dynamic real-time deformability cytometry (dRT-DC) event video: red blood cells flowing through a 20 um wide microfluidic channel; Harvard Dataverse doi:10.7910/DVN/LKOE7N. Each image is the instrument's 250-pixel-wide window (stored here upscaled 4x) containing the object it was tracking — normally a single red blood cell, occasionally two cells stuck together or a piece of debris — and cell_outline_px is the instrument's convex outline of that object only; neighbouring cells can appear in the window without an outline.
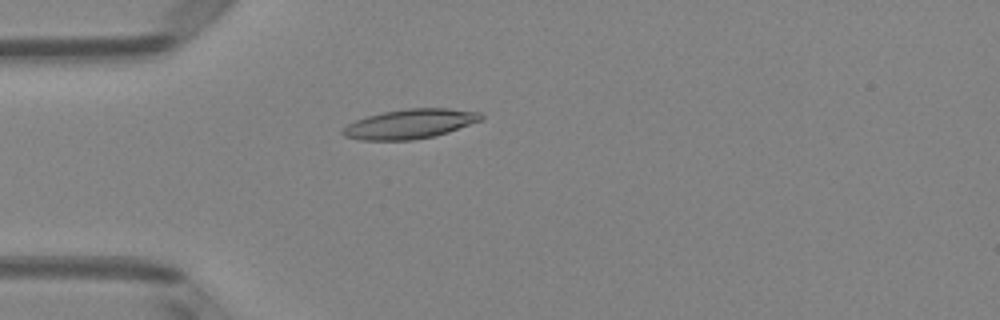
{"species": "Egyptian fruit bat (a non-hibernating species)", "species_latin": "Rousettus aegyptiacus", "temperature_condition": "room temperature", "stored_images_in_passage": 50, "camera_frame_rate_fps": 3000, "um_per_image_px": 0.085, "animal": {"sex": "female"}, "frame": {"image": 1, "passage_image": 14, "time_ms": 4.333, "image_size_px": [1000, 320], "cell_outline_px": [[484, 120], [436, 136], [412, 140], [360, 140], [344, 136], [340, 132], [348, 124], [356, 120], [368, 116], [384, 112], [408, 108], [448, 108], [480, 112], [484, 116]], "centroid_in_image_um": [34.89, 10.53], "position_along_channel_um": 50.1, "area_um2": 23.87}}
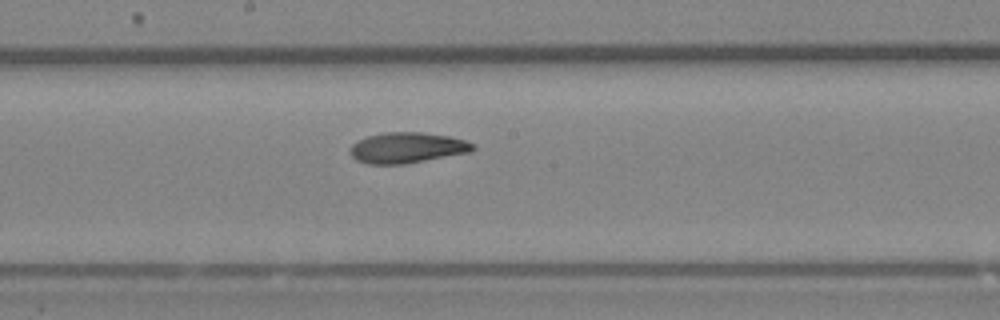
{"frame": {"image": 2, "passage_image": 27, "time_ms": 8.667, "image_size_px": [1000, 320], "cell_outline_px": [[476, 148], [472, 152], [404, 164], [368, 164], [356, 160], [348, 152], [348, 148], [352, 144], [368, 136], [384, 132], [420, 132], [448, 136], [464, 140], [476, 144]], "centroid_in_image_um": [34.61, 12.56], "position_along_channel_um": 213.6, "area_um2": 22.08}}
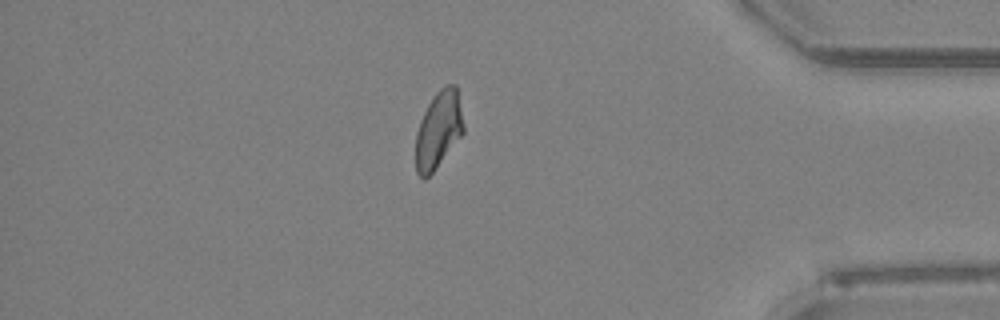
{"frame": {"image": 3, "passage_image": 43, "time_ms": 14.0, "image_size_px": [1000, 320], "cell_outline_px": [[464, 132], [432, 172], [424, 180], [416, 172], [416, 132], [420, 120], [432, 96], [440, 88], [448, 84], [456, 84], [464, 124]], "centroid_in_image_um": [37.27, 11.0], "position_along_channel_um": 397.9, "area_um2": 21.33}, "authors_computed_cell_mechanics": {"area_um2": 22.0218, "velocity_mm_per_s": 4.056, "shape_relaxation_time_tau1_ms": 4.971, "shape_relaxation_time_tau2_ms": 3.7437, "deformation_change_tau1": 0.1774, "deformation_change_tau2": 0.108}}